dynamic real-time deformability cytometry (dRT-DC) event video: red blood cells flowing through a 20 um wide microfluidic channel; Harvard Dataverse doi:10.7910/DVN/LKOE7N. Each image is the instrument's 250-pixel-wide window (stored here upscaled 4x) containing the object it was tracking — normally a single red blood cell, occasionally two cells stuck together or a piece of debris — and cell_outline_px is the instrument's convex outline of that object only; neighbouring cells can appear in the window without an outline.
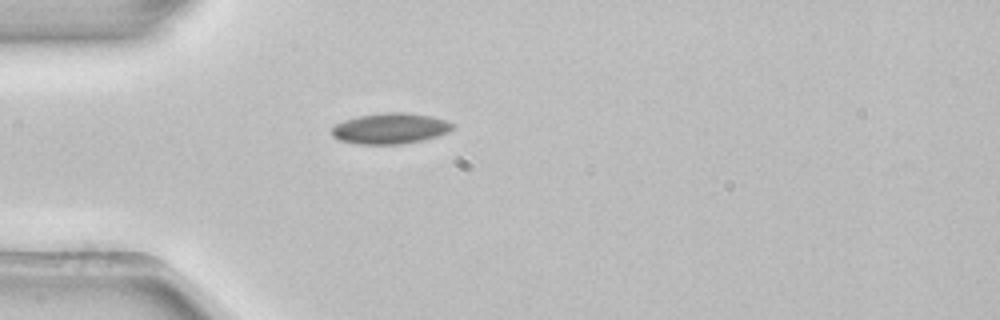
{"species": "common noctule bat (a hibernating species)", "species_latin": "Nyctalus noctula", "temperature_condition": "room temperature", "stored_images_in_passage": 1, "camera_frame_rate_fps": 3000, "um_per_image_px": 0.085, "animal": {"sex": "female", "body_mass_g": 22.7, "forearm_length_mm": 54.2}, "frame": {"image": 1, "passage_image": 1, "time_ms": 0.0, "image_size_px": [1000, 320], "cell_outline_px": [[456, 124], [448, 132], [436, 136], [420, 140], [400, 144], [356, 144], [340, 140], [332, 136], [332, 128], [336, 124], [344, 120], [356, 116], [384, 112], [408, 112], [428, 116], [444, 120]], "centroid_in_image_um": [33.13, 10.91], "position_along_channel_um": 51.9, "area_um2": 21.56}}